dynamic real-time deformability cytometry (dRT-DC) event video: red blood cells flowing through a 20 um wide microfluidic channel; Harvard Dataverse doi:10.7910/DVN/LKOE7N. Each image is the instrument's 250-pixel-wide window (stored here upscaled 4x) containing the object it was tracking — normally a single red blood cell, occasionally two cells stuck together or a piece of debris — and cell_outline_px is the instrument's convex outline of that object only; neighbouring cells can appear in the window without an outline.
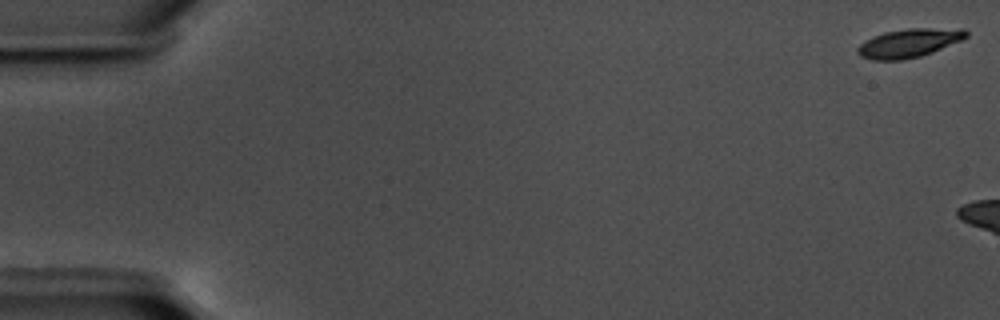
{"species": "common noctule bat (a hibernating species)", "species_latin": "Nyctalus noctula", "temperature_condition": "warm", "stored_images_in_passage": 9, "camera_frame_rate_fps": 3000, "um_per_image_px": 0.085, "animal": {"sex": "male", "body_mass_g": 17.5, "forearm_length_mm": 52.3}, "frame": {"image": 1, "passage_image": 1, "time_ms": 0.0, "image_size_px": [1000, 320], "cell_outline_px": [[968, 36], [960, 40], [932, 52], [920, 56], [900, 60], [872, 60], [860, 56], [856, 52], [856, 48], [860, 44], [872, 36], [884, 32], [908, 28], [964, 28], [968, 32]], "centroid_in_image_um": [77.24, 3.65], "position_along_channel_um": 7.8, "area_um2": 18.15}}